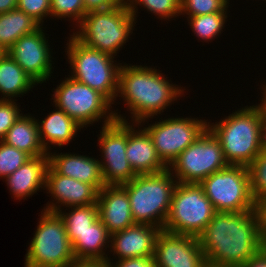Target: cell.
Masks as SVG:
<instances>
[{"mask_svg": "<svg viewBox=\"0 0 266 267\" xmlns=\"http://www.w3.org/2000/svg\"><path fill=\"white\" fill-rule=\"evenodd\" d=\"M68 267H108L104 260L75 259Z\"/></svg>", "mask_w": 266, "mask_h": 267, "instance_id": "ab89813d", "label": "cell"}, {"mask_svg": "<svg viewBox=\"0 0 266 267\" xmlns=\"http://www.w3.org/2000/svg\"><path fill=\"white\" fill-rule=\"evenodd\" d=\"M17 9L32 16L42 26L45 19L51 18V0H17Z\"/></svg>", "mask_w": 266, "mask_h": 267, "instance_id": "e575fe53", "label": "cell"}, {"mask_svg": "<svg viewBox=\"0 0 266 267\" xmlns=\"http://www.w3.org/2000/svg\"><path fill=\"white\" fill-rule=\"evenodd\" d=\"M197 238L206 263L217 267H241L265 247L255 210L216 212Z\"/></svg>", "mask_w": 266, "mask_h": 267, "instance_id": "6da1fadb", "label": "cell"}, {"mask_svg": "<svg viewBox=\"0 0 266 267\" xmlns=\"http://www.w3.org/2000/svg\"><path fill=\"white\" fill-rule=\"evenodd\" d=\"M45 190L51 201L42 210L50 212L97 202L98 191L91 184L57 174L50 166L46 171Z\"/></svg>", "mask_w": 266, "mask_h": 267, "instance_id": "2e32d148", "label": "cell"}, {"mask_svg": "<svg viewBox=\"0 0 266 267\" xmlns=\"http://www.w3.org/2000/svg\"><path fill=\"white\" fill-rule=\"evenodd\" d=\"M67 236L75 259L107 260L111 234L99 218L84 232L67 233Z\"/></svg>", "mask_w": 266, "mask_h": 267, "instance_id": "603a6c76", "label": "cell"}, {"mask_svg": "<svg viewBox=\"0 0 266 267\" xmlns=\"http://www.w3.org/2000/svg\"><path fill=\"white\" fill-rule=\"evenodd\" d=\"M15 100L0 99V141H2L7 131L23 114L20 106Z\"/></svg>", "mask_w": 266, "mask_h": 267, "instance_id": "836d02e7", "label": "cell"}, {"mask_svg": "<svg viewBox=\"0 0 266 267\" xmlns=\"http://www.w3.org/2000/svg\"><path fill=\"white\" fill-rule=\"evenodd\" d=\"M250 190L254 201L266 196V152H260L247 166Z\"/></svg>", "mask_w": 266, "mask_h": 267, "instance_id": "1f68e13d", "label": "cell"}, {"mask_svg": "<svg viewBox=\"0 0 266 267\" xmlns=\"http://www.w3.org/2000/svg\"><path fill=\"white\" fill-rule=\"evenodd\" d=\"M255 211L258 215L260 235L266 245V196L255 202Z\"/></svg>", "mask_w": 266, "mask_h": 267, "instance_id": "f35d334b", "label": "cell"}, {"mask_svg": "<svg viewBox=\"0 0 266 267\" xmlns=\"http://www.w3.org/2000/svg\"><path fill=\"white\" fill-rule=\"evenodd\" d=\"M42 25L32 16L15 8L0 13V45L8 50L20 37L31 34Z\"/></svg>", "mask_w": 266, "mask_h": 267, "instance_id": "484cf974", "label": "cell"}, {"mask_svg": "<svg viewBox=\"0 0 266 267\" xmlns=\"http://www.w3.org/2000/svg\"><path fill=\"white\" fill-rule=\"evenodd\" d=\"M84 16L83 0H51V20L56 18L55 20L70 21L74 29Z\"/></svg>", "mask_w": 266, "mask_h": 267, "instance_id": "f546056e", "label": "cell"}, {"mask_svg": "<svg viewBox=\"0 0 266 267\" xmlns=\"http://www.w3.org/2000/svg\"><path fill=\"white\" fill-rule=\"evenodd\" d=\"M241 267H266V250L263 249L256 256L249 259Z\"/></svg>", "mask_w": 266, "mask_h": 267, "instance_id": "60d3db41", "label": "cell"}, {"mask_svg": "<svg viewBox=\"0 0 266 267\" xmlns=\"http://www.w3.org/2000/svg\"><path fill=\"white\" fill-rule=\"evenodd\" d=\"M185 90L186 87L172 83L171 79L157 67L147 64L131 65L123 61L116 101L120 97L119 99L126 105L129 116L119 114L121 111L118 112L116 108L113 109L115 118L119 121L139 123L148 118L160 117L166 109L187 93Z\"/></svg>", "mask_w": 266, "mask_h": 267, "instance_id": "7a4b0ae2", "label": "cell"}, {"mask_svg": "<svg viewBox=\"0 0 266 267\" xmlns=\"http://www.w3.org/2000/svg\"><path fill=\"white\" fill-rule=\"evenodd\" d=\"M125 3L136 20L140 13L138 7L146 9V13H152L164 22H170L180 16V0H126Z\"/></svg>", "mask_w": 266, "mask_h": 267, "instance_id": "83f0119b", "label": "cell"}, {"mask_svg": "<svg viewBox=\"0 0 266 267\" xmlns=\"http://www.w3.org/2000/svg\"><path fill=\"white\" fill-rule=\"evenodd\" d=\"M177 183L167 168L157 173L138 174L122 184L129 197L134 222L163 230Z\"/></svg>", "mask_w": 266, "mask_h": 267, "instance_id": "277c9868", "label": "cell"}, {"mask_svg": "<svg viewBox=\"0 0 266 267\" xmlns=\"http://www.w3.org/2000/svg\"><path fill=\"white\" fill-rule=\"evenodd\" d=\"M97 135L103 182L106 185H122L130 182L137 174L126 157L127 122L115 120L101 126Z\"/></svg>", "mask_w": 266, "mask_h": 267, "instance_id": "4fadbf2b", "label": "cell"}, {"mask_svg": "<svg viewBox=\"0 0 266 267\" xmlns=\"http://www.w3.org/2000/svg\"><path fill=\"white\" fill-rule=\"evenodd\" d=\"M49 166L48 154L29 158L15 172L4 180L15 200H25L43 189L45 190L46 171Z\"/></svg>", "mask_w": 266, "mask_h": 267, "instance_id": "44dd1931", "label": "cell"}, {"mask_svg": "<svg viewBox=\"0 0 266 267\" xmlns=\"http://www.w3.org/2000/svg\"><path fill=\"white\" fill-rule=\"evenodd\" d=\"M64 78L53 88L50 98L53 107L63 110L83 130L94 123L103 122L101 125L104 126L116 120L113 104L103 94L68 75Z\"/></svg>", "mask_w": 266, "mask_h": 267, "instance_id": "52a82bcc", "label": "cell"}, {"mask_svg": "<svg viewBox=\"0 0 266 267\" xmlns=\"http://www.w3.org/2000/svg\"><path fill=\"white\" fill-rule=\"evenodd\" d=\"M228 166L220 141L207 128L195 142L179 154L169 169L177 182L199 184L214 172Z\"/></svg>", "mask_w": 266, "mask_h": 267, "instance_id": "7c38bea8", "label": "cell"}, {"mask_svg": "<svg viewBox=\"0 0 266 267\" xmlns=\"http://www.w3.org/2000/svg\"><path fill=\"white\" fill-rule=\"evenodd\" d=\"M41 27L37 31L20 37L7 53L38 85L47 83L54 72L53 49L49 45V36ZM48 35V37H47Z\"/></svg>", "mask_w": 266, "mask_h": 267, "instance_id": "5bb4252c", "label": "cell"}, {"mask_svg": "<svg viewBox=\"0 0 266 267\" xmlns=\"http://www.w3.org/2000/svg\"><path fill=\"white\" fill-rule=\"evenodd\" d=\"M17 0H0V13H6L15 9Z\"/></svg>", "mask_w": 266, "mask_h": 267, "instance_id": "b9f144b4", "label": "cell"}, {"mask_svg": "<svg viewBox=\"0 0 266 267\" xmlns=\"http://www.w3.org/2000/svg\"><path fill=\"white\" fill-rule=\"evenodd\" d=\"M199 185L216 212L255 210L246 166L229 165L203 179Z\"/></svg>", "mask_w": 266, "mask_h": 267, "instance_id": "8fae6325", "label": "cell"}, {"mask_svg": "<svg viewBox=\"0 0 266 267\" xmlns=\"http://www.w3.org/2000/svg\"><path fill=\"white\" fill-rule=\"evenodd\" d=\"M126 157L137 175L168 168L159 158L150 136L138 123L127 122Z\"/></svg>", "mask_w": 266, "mask_h": 267, "instance_id": "ffe728a7", "label": "cell"}, {"mask_svg": "<svg viewBox=\"0 0 266 267\" xmlns=\"http://www.w3.org/2000/svg\"><path fill=\"white\" fill-rule=\"evenodd\" d=\"M161 229L154 225L135 223L128 228L112 233L108 257L122 260L154 256L155 241ZM113 253V254H112Z\"/></svg>", "mask_w": 266, "mask_h": 267, "instance_id": "e0dca14e", "label": "cell"}, {"mask_svg": "<svg viewBox=\"0 0 266 267\" xmlns=\"http://www.w3.org/2000/svg\"><path fill=\"white\" fill-rule=\"evenodd\" d=\"M38 216L24 267H68L75 257L62 218L57 212L46 210Z\"/></svg>", "mask_w": 266, "mask_h": 267, "instance_id": "ba28073f", "label": "cell"}, {"mask_svg": "<svg viewBox=\"0 0 266 267\" xmlns=\"http://www.w3.org/2000/svg\"><path fill=\"white\" fill-rule=\"evenodd\" d=\"M259 115H260V138L259 148L260 152H266V100L259 97Z\"/></svg>", "mask_w": 266, "mask_h": 267, "instance_id": "74e56055", "label": "cell"}, {"mask_svg": "<svg viewBox=\"0 0 266 267\" xmlns=\"http://www.w3.org/2000/svg\"><path fill=\"white\" fill-rule=\"evenodd\" d=\"M106 262L108 267H156L154 256L127 258L115 261L108 257Z\"/></svg>", "mask_w": 266, "mask_h": 267, "instance_id": "d590c367", "label": "cell"}, {"mask_svg": "<svg viewBox=\"0 0 266 267\" xmlns=\"http://www.w3.org/2000/svg\"><path fill=\"white\" fill-rule=\"evenodd\" d=\"M65 47L66 63L70 65L68 76L99 91L112 104L117 105L115 100L123 63L114 60L117 57L85 46L72 34L67 37Z\"/></svg>", "mask_w": 266, "mask_h": 267, "instance_id": "8992f818", "label": "cell"}, {"mask_svg": "<svg viewBox=\"0 0 266 267\" xmlns=\"http://www.w3.org/2000/svg\"><path fill=\"white\" fill-rule=\"evenodd\" d=\"M57 213L62 218L67 233H82L99 218L97 204L67 207Z\"/></svg>", "mask_w": 266, "mask_h": 267, "instance_id": "f1b7e54d", "label": "cell"}, {"mask_svg": "<svg viewBox=\"0 0 266 267\" xmlns=\"http://www.w3.org/2000/svg\"><path fill=\"white\" fill-rule=\"evenodd\" d=\"M230 0H180V17L228 12Z\"/></svg>", "mask_w": 266, "mask_h": 267, "instance_id": "4dcf8cb0", "label": "cell"}, {"mask_svg": "<svg viewBox=\"0 0 266 267\" xmlns=\"http://www.w3.org/2000/svg\"><path fill=\"white\" fill-rule=\"evenodd\" d=\"M35 86L38 84L24 72L8 53L0 58V99L22 98Z\"/></svg>", "mask_w": 266, "mask_h": 267, "instance_id": "d4e9b609", "label": "cell"}, {"mask_svg": "<svg viewBox=\"0 0 266 267\" xmlns=\"http://www.w3.org/2000/svg\"><path fill=\"white\" fill-rule=\"evenodd\" d=\"M216 211L196 183H177L163 231L198 237L212 220Z\"/></svg>", "mask_w": 266, "mask_h": 267, "instance_id": "9c48e42d", "label": "cell"}, {"mask_svg": "<svg viewBox=\"0 0 266 267\" xmlns=\"http://www.w3.org/2000/svg\"><path fill=\"white\" fill-rule=\"evenodd\" d=\"M265 81H266V80H264V81L262 82V85H263V86L260 85L259 89H261L260 92L262 91V92H261L262 95H260V96H262V97L266 100V82H265ZM263 83H264L265 85H264Z\"/></svg>", "mask_w": 266, "mask_h": 267, "instance_id": "7bdbcfd3", "label": "cell"}, {"mask_svg": "<svg viewBox=\"0 0 266 267\" xmlns=\"http://www.w3.org/2000/svg\"><path fill=\"white\" fill-rule=\"evenodd\" d=\"M98 217L110 234L135 224L126 189L122 185H106L97 195Z\"/></svg>", "mask_w": 266, "mask_h": 267, "instance_id": "ac0fdd59", "label": "cell"}, {"mask_svg": "<svg viewBox=\"0 0 266 267\" xmlns=\"http://www.w3.org/2000/svg\"><path fill=\"white\" fill-rule=\"evenodd\" d=\"M136 23V18L125 3L108 10L85 14L70 32L85 46L119 57L117 54L131 40Z\"/></svg>", "mask_w": 266, "mask_h": 267, "instance_id": "5b68a950", "label": "cell"}, {"mask_svg": "<svg viewBox=\"0 0 266 267\" xmlns=\"http://www.w3.org/2000/svg\"><path fill=\"white\" fill-rule=\"evenodd\" d=\"M85 14L108 10L125 4V0H83Z\"/></svg>", "mask_w": 266, "mask_h": 267, "instance_id": "8d00e7d4", "label": "cell"}, {"mask_svg": "<svg viewBox=\"0 0 266 267\" xmlns=\"http://www.w3.org/2000/svg\"><path fill=\"white\" fill-rule=\"evenodd\" d=\"M169 116L164 120L157 117L159 120L150 124L149 118L138 123L148 133L159 158L168 168L208 128V119Z\"/></svg>", "mask_w": 266, "mask_h": 267, "instance_id": "30bf717a", "label": "cell"}, {"mask_svg": "<svg viewBox=\"0 0 266 267\" xmlns=\"http://www.w3.org/2000/svg\"><path fill=\"white\" fill-rule=\"evenodd\" d=\"M228 12H217L212 14L199 15L194 17H184L187 18L190 30L197 37V40L201 42L208 43L213 40L220 38L223 33V29L228 21Z\"/></svg>", "mask_w": 266, "mask_h": 267, "instance_id": "4316f807", "label": "cell"}, {"mask_svg": "<svg viewBox=\"0 0 266 267\" xmlns=\"http://www.w3.org/2000/svg\"><path fill=\"white\" fill-rule=\"evenodd\" d=\"M48 157L49 166L57 174L91 184L98 192L105 186L99 159L74 152L57 153L55 150L49 152Z\"/></svg>", "mask_w": 266, "mask_h": 267, "instance_id": "d6986e66", "label": "cell"}, {"mask_svg": "<svg viewBox=\"0 0 266 267\" xmlns=\"http://www.w3.org/2000/svg\"><path fill=\"white\" fill-rule=\"evenodd\" d=\"M211 122L209 119L208 128L220 141L228 164L246 167L251 164L260 153L259 103L241 107L220 121Z\"/></svg>", "mask_w": 266, "mask_h": 267, "instance_id": "3957f363", "label": "cell"}, {"mask_svg": "<svg viewBox=\"0 0 266 267\" xmlns=\"http://www.w3.org/2000/svg\"><path fill=\"white\" fill-rule=\"evenodd\" d=\"M6 144L24 151L30 157L48 154L41 143L38 123L34 115L25 113L7 131L4 139Z\"/></svg>", "mask_w": 266, "mask_h": 267, "instance_id": "cb8c5ba5", "label": "cell"}, {"mask_svg": "<svg viewBox=\"0 0 266 267\" xmlns=\"http://www.w3.org/2000/svg\"><path fill=\"white\" fill-rule=\"evenodd\" d=\"M6 53H7V50L4 49V48L0 45V58L3 57Z\"/></svg>", "mask_w": 266, "mask_h": 267, "instance_id": "ee69618b", "label": "cell"}, {"mask_svg": "<svg viewBox=\"0 0 266 267\" xmlns=\"http://www.w3.org/2000/svg\"><path fill=\"white\" fill-rule=\"evenodd\" d=\"M37 118L40 140L47 153L51 152L54 147L56 149L58 146V149H62L63 146L70 145L82 128L73 118L57 107L47 116L45 115L44 119Z\"/></svg>", "mask_w": 266, "mask_h": 267, "instance_id": "7402d4cb", "label": "cell"}, {"mask_svg": "<svg viewBox=\"0 0 266 267\" xmlns=\"http://www.w3.org/2000/svg\"><path fill=\"white\" fill-rule=\"evenodd\" d=\"M156 267H205V255L197 237L161 232L155 241Z\"/></svg>", "mask_w": 266, "mask_h": 267, "instance_id": "9a60e30c", "label": "cell"}, {"mask_svg": "<svg viewBox=\"0 0 266 267\" xmlns=\"http://www.w3.org/2000/svg\"><path fill=\"white\" fill-rule=\"evenodd\" d=\"M205 267H217V266H212V265H208V264H207Z\"/></svg>", "mask_w": 266, "mask_h": 267, "instance_id": "f6af8a7d", "label": "cell"}, {"mask_svg": "<svg viewBox=\"0 0 266 267\" xmlns=\"http://www.w3.org/2000/svg\"><path fill=\"white\" fill-rule=\"evenodd\" d=\"M29 158L24 151L18 150L0 141V180L4 179L21 167Z\"/></svg>", "mask_w": 266, "mask_h": 267, "instance_id": "d6a6232c", "label": "cell"}]
</instances>
